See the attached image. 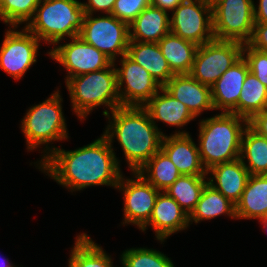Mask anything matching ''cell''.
Instances as JSON below:
<instances>
[{
    "label": "cell",
    "mask_w": 267,
    "mask_h": 267,
    "mask_svg": "<svg viewBox=\"0 0 267 267\" xmlns=\"http://www.w3.org/2000/svg\"><path fill=\"white\" fill-rule=\"evenodd\" d=\"M118 160L113 146L102 135L75 150L51 146V153L38 165V169L71 192L99 185L116 189L122 175Z\"/></svg>",
    "instance_id": "obj_1"
},
{
    "label": "cell",
    "mask_w": 267,
    "mask_h": 267,
    "mask_svg": "<svg viewBox=\"0 0 267 267\" xmlns=\"http://www.w3.org/2000/svg\"><path fill=\"white\" fill-rule=\"evenodd\" d=\"M110 113L105 109L103 111L109 120L103 135L110 145L116 136L128 167L132 173L137 172L161 149L164 134L151 121L144 107L120 106Z\"/></svg>",
    "instance_id": "obj_2"
},
{
    "label": "cell",
    "mask_w": 267,
    "mask_h": 267,
    "mask_svg": "<svg viewBox=\"0 0 267 267\" xmlns=\"http://www.w3.org/2000/svg\"><path fill=\"white\" fill-rule=\"evenodd\" d=\"M199 153L204 168L240 158L242 136L249 121L234 113L221 112L199 122Z\"/></svg>",
    "instance_id": "obj_3"
},
{
    "label": "cell",
    "mask_w": 267,
    "mask_h": 267,
    "mask_svg": "<svg viewBox=\"0 0 267 267\" xmlns=\"http://www.w3.org/2000/svg\"><path fill=\"white\" fill-rule=\"evenodd\" d=\"M77 0H41L25 28L46 44L79 36L85 11Z\"/></svg>",
    "instance_id": "obj_4"
},
{
    "label": "cell",
    "mask_w": 267,
    "mask_h": 267,
    "mask_svg": "<svg viewBox=\"0 0 267 267\" xmlns=\"http://www.w3.org/2000/svg\"><path fill=\"white\" fill-rule=\"evenodd\" d=\"M115 65L112 62L105 69L77 75L65 82L72 109L81 121L100 105L111 112L121 106Z\"/></svg>",
    "instance_id": "obj_5"
},
{
    "label": "cell",
    "mask_w": 267,
    "mask_h": 267,
    "mask_svg": "<svg viewBox=\"0 0 267 267\" xmlns=\"http://www.w3.org/2000/svg\"><path fill=\"white\" fill-rule=\"evenodd\" d=\"M62 101L59 90H56L42 103L31 106L21 121L28 151L46 144V149L43 151L46 154L44 153L37 166L51 153V148L48 146L50 142L68 139Z\"/></svg>",
    "instance_id": "obj_6"
},
{
    "label": "cell",
    "mask_w": 267,
    "mask_h": 267,
    "mask_svg": "<svg viewBox=\"0 0 267 267\" xmlns=\"http://www.w3.org/2000/svg\"><path fill=\"white\" fill-rule=\"evenodd\" d=\"M213 34L216 40L248 43L253 35V0H211Z\"/></svg>",
    "instance_id": "obj_7"
},
{
    "label": "cell",
    "mask_w": 267,
    "mask_h": 267,
    "mask_svg": "<svg viewBox=\"0 0 267 267\" xmlns=\"http://www.w3.org/2000/svg\"><path fill=\"white\" fill-rule=\"evenodd\" d=\"M78 37L115 63L118 55L122 57L127 54L129 25L111 14L98 17L85 14Z\"/></svg>",
    "instance_id": "obj_8"
},
{
    "label": "cell",
    "mask_w": 267,
    "mask_h": 267,
    "mask_svg": "<svg viewBox=\"0 0 267 267\" xmlns=\"http://www.w3.org/2000/svg\"><path fill=\"white\" fill-rule=\"evenodd\" d=\"M244 44L237 41L212 40L198 46L189 73L201 84H213L243 57Z\"/></svg>",
    "instance_id": "obj_9"
},
{
    "label": "cell",
    "mask_w": 267,
    "mask_h": 267,
    "mask_svg": "<svg viewBox=\"0 0 267 267\" xmlns=\"http://www.w3.org/2000/svg\"><path fill=\"white\" fill-rule=\"evenodd\" d=\"M170 32L197 46L214 40L212 2L184 0L173 11Z\"/></svg>",
    "instance_id": "obj_10"
},
{
    "label": "cell",
    "mask_w": 267,
    "mask_h": 267,
    "mask_svg": "<svg viewBox=\"0 0 267 267\" xmlns=\"http://www.w3.org/2000/svg\"><path fill=\"white\" fill-rule=\"evenodd\" d=\"M10 28L6 30L0 48V68L18 80L37 62L41 41L25 27L21 31L16 30L15 26Z\"/></svg>",
    "instance_id": "obj_11"
},
{
    "label": "cell",
    "mask_w": 267,
    "mask_h": 267,
    "mask_svg": "<svg viewBox=\"0 0 267 267\" xmlns=\"http://www.w3.org/2000/svg\"><path fill=\"white\" fill-rule=\"evenodd\" d=\"M120 64L115 69L121 106L143 107L162 86L127 54L121 57Z\"/></svg>",
    "instance_id": "obj_12"
},
{
    "label": "cell",
    "mask_w": 267,
    "mask_h": 267,
    "mask_svg": "<svg viewBox=\"0 0 267 267\" xmlns=\"http://www.w3.org/2000/svg\"><path fill=\"white\" fill-rule=\"evenodd\" d=\"M136 179L120 177L117 189L124 193L123 224H134L141 229L150 219L159 190L147 182L138 172Z\"/></svg>",
    "instance_id": "obj_13"
},
{
    "label": "cell",
    "mask_w": 267,
    "mask_h": 267,
    "mask_svg": "<svg viewBox=\"0 0 267 267\" xmlns=\"http://www.w3.org/2000/svg\"><path fill=\"white\" fill-rule=\"evenodd\" d=\"M48 54L67 70L65 82L77 75L105 69L112 63L101 51L80 37L52 48Z\"/></svg>",
    "instance_id": "obj_14"
},
{
    "label": "cell",
    "mask_w": 267,
    "mask_h": 267,
    "mask_svg": "<svg viewBox=\"0 0 267 267\" xmlns=\"http://www.w3.org/2000/svg\"><path fill=\"white\" fill-rule=\"evenodd\" d=\"M189 215L182 209L176 200L165 191H160L149 221L141 228L145 231L151 226L157 240L164 242L170 235L185 230L189 226Z\"/></svg>",
    "instance_id": "obj_15"
},
{
    "label": "cell",
    "mask_w": 267,
    "mask_h": 267,
    "mask_svg": "<svg viewBox=\"0 0 267 267\" xmlns=\"http://www.w3.org/2000/svg\"><path fill=\"white\" fill-rule=\"evenodd\" d=\"M161 149L181 175H207L200 159L198 146L188 132L179 130L170 136L164 134Z\"/></svg>",
    "instance_id": "obj_16"
},
{
    "label": "cell",
    "mask_w": 267,
    "mask_h": 267,
    "mask_svg": "<svg viewBox=\"0 0 267 267\" xmlns=\"http://www.w3.org/2000/svg\"><path fill=\"white\" fill-rule=\"evenodd\" d=\"M248 72V63L242 57L220 76L211 87L214 110L238 115V101Z\"/></svg>",
    "instance_id": "obj_17"
},
{
    "label": "cell",
    "mask_w": 267,
    "mask_h": 267,
    "mask_svg": "<svg viewBox=\"0 0 267 267\" xmlns=\"http://www.w3.org/2000/svg\"><path fill=\"white\" fill-rule=\"evenodd\" d=\"M163 88L184 104L195 118L205 110H214L211 87L201 84L190 74L174 75Z\"/></svg>",
    "instance_id": "obj_18"
},
{
    "label": "cell",
    "mask_w": 267,
    "mask_h": 267,
    "mask_svg": "<svg viewBox=\"0 0 267 267\" xmlns=\"http://www.w3.org/2000/svg\"><path fill=\"white\" fill-rule=\"evenodd\" d=\"M208 174L211 176L207 178L208 184L235 205L240 200L250 176L240 158L231 162L217 164L207 170Z\"/></svg>",
    "instance_id": "obj_19"
},
{
    "label": "cell",
    "mask_w": 267,
    "mask_h": 267,
    "mask_svg": "<svg viewBox=\"0 0 267 267\" xmlns=\"http://www.w3.org/2000/svg\"><path fill=\"white\" fill-rule=\"evenodd\" d=\"M167 11L150 5L129 24V40L158 43L170 32Z\"/></svg>",
    "instance_id": "obj_20"
},
{
    "label": "cell",
    "mask_w": 267,
    "mask_h": 267,
    "mask_svg": "<svg viewBox=\"0 0 267 267\" xmlns=\"http://www.w3.org/2000/svg\"><path fill=\"white\" fill-rule=\"evenodd\" d=\"M143 107L157 129L156 121L180 128L195 119L187 107L172 97L163 87Z\"/></svg>",
    "instance_id": "obj_21"
},
{
    "label": "cell",
    "mask_w": 267,
    "mask_h": 267,
    "mask_svg": "<svg viewBox=\"0 0 267 267\" xmlns=\"http://www.w3.org/2000/svg\"><path fill=\"white\" fill-rule=\"evenodd\" d=\"M127 55L149 72L162 87L175 75L158 43L129 41Z\"/></svg>",
    "instance_id": "obj_22"
},
{
    "label": "cell",
    "mask_w": 267,
    "mask_h": 267,
    "mask_svg": "<svg viewBox=\"0 0 267 267\" xmlns=\"http://www.w3.org/2000/svg\"><path fill=\"white\" fill-rule=\"evenodd\" d=\"M235 213L238 219L267 218V174L249 176Z\"/></svg>",
    "instance_id": "obj_23"
},
{
    "label": "cell",
    "mask_w": 267,
    "mask_h": 267,
    "mask_svg": "<svg viewBox=\"0 0 267 267\" xmlns=\"http://www.w3.org/2000/svg\"><path fill=\"white\" fill-rule=\"evenodd\" d=\"M159 48L175 75L189 74L198 46L169 32L159 42Z\"/></svg>",
    "instance_id": "obj_24"
},
{
    "label": "cell",
    "mask_w": 267,
    "mask_h": 267,
    "mask_svg": "<svg viewBox=\"0 0 267 267\" xmlns=\"http://www.w3.org/2000/svg\"><path fill=\"white\" fill-rule=\"evenodd\" d=\"M222 214H227L230 218L236 219L235 204L210 184H207L194 211L189 216V223L197 224L200 221L210 220Z\"/></svg>",
    "instance_id": "obj_25"
},
{
    "label": "cell",
    "mask_w": 267,
    "mask_h": 267,
    "mask_svg": "<svg viewBox=\"0 0 267 267\" xmlns=\"http://www.w3.org/2000/svg\"><path fill=\"white\" fill-rule=\"evenodd\" d=\"M240 159L250 175L267 174V138L249 124L242 136Z\"/></svg>",
    "instance_id": "obj_26"
},
{
    "label": "cell",
    "mask_w": 267,
    "mask_h": 267,
    "mask_svg": "<svg viewBox=\"0 0 267 267\" xmlns=\"http://www.w3.org/2000/svg\"><path fill=\"white\" fill-rule=\"evenodd\" d=\"M137 172L159 191H165L181 176L178 168L162 149Z\"/></svg>",
    "instance_id": "obj_27"
},
{
    "label": "cell",
    "mask_w": 267,
    "mask_h": 267,
    "mask_svg": "<svg viewBox=\"0 0 267 267\" xmlns=\"http://www.w3.org/2000/svg\"><path fill=\"white\" fill-rule=\"evenodd\" d=\"M68 267H114L111 256L86 234L77 235Z\"/></svg>",
    "instance_id": "obj_28"
},
{
    "label": "cell",
    "mask_w": 267,
    "mask_h": 267,
    "mask_svg": "<svg viewBox=\"0 0 267 267\" xmlns=\"http://www.w3.org/2000/svg\"><path fill=\"white\" fill-rule=\"evenodd\" d=\"M207 175H181L165 192L190 216L208 184ZM206 179V180H205Z\"/></svg>",
    "instance_id": "obj_29"
},
{
    "label": "cell",
    "mask_w": 267,
    "mask_h": 267,
    "mask_svg": "<svg viewBox=\"0 0 267 267\" xmlns=\"http://www.w3.org/2000/svg\"><path fill=\"white\" fill-rule=\"evenodd\" d=\"M267 108V88L249 71L238 101V115L250 121Z\"/></svg>",
    "instance_id": "obj_30"
},
{
    "label": "cell",
    "mask_w": 267,
    "mask_h": 267,
    "mask_svg": "<svg viewBox=\"0 0 267 267\" xmlns=\"http://www.w3.org/2000/svg\"><path fill=\"white\" fill-rule=\"evenodd\" d=\"M122 267H175L172 260L156 249L130 248L121 255Z\"/></svg>",
    "instance_id": "obj_31"
},
{
    "label": "cell",
    "mask_w": 267,
    "mask_h": 267,
    "mask_svg": "<svg viewBox=\"0 0 267 267\" xmlns=\"http://www.w3.org/2000/svg\"><path fill=\"white\" fill-rule=\"evenodd\" d=\"M41 0H0V20L18 27L29 22Z\"/></svg>",
    "instance_id": "obj_32"
},
{
    "label": "cell",
    "mask_w": 267,
    "mask_h": 267,
    "mask_svg": "<svg viewBox=\"0 0 267 267\" xmlns=\"http://www.w3.org/2000/svg\"><path fill=\"white\" fill-rule=\"evenodd\" d=\"M243 58L248 63L249 71L267 88V51L256 50L246 43Z\"/></svg>",
    "instance_id": "obj_33"
},
{
    "label": "cell",
    "mask_w": 267,
    "mask_h": 267,
    "mask_svg": "<svg viewBox=\"0 0 267 267\" xmlns=\"http://www.w3.org/2000/svg\"><path fill=\"white\" fill-rule=\"evenodd\" d=\"M150 5L151 0H116L111 15L129 25Z\"/></svg>",
    "instance_id": "obj_34"
},
{
    "label": "cell",
    "mask_w": 267,
    "mask_h": 267,
    "mask_svg": "<svg viewBox=\"0 0 267 267\" xmlns=\"http://www.w3.org/2000/svg\"><path fill=\"white\" fill-rule=\"evenodd\" d=\"M248 44L259 51H267V23H255L253 35Z\"/></svg>",
    "instance_id": "obj_35"
},
{
    "label": "cell",
    "mask_w": 267,
    "mask_h": 267,
    "mask_svg": "<svg viewBox=\"0 0 267 267\" xmlns=\"http://www.w3.org/2000/svg\"><path fill=\"white\" fill-rule=\"evenodd\" d=\"M116 0H87L88 3H81L85 14H93L95 11L111 14Z\"/></svg>",
    "instance_id": "obj_36"
},
{
    "label": "cell",
    "mask_w": 267,
    "mask_h": 267,
    "mask_svg": "<svg viewBox=\"0 0 267 267\" xmlns=\"http://www.w3.org/2000/svg\"><path fill=\"white\" fill-rule=\"evenodd\" d=\"M249 125L260 135L267 138V108L256 114L249 121Z\"/></svg>",
    "instance_id": "obj_37"
},
{
    "label": "cell",
    "mask_w": 267,
    "mask_h": 267,
    "mask_svg": "<svg viewBox=\"0 0 267 267\" xmlns=\"http://www.w3.org/2000/svg\"><path fill=\"white\" fill-rule=\"evenodd\" d=\"M257 7L254 3L255 23H267V0H259Z\"/></svg>",
    "instance_id": "obj_38"
},
{
    "label": "cell",
    "mask_w": 267,
    "mask_h": 267,
    "mask_svg": "<svg viewBox=\"0 0 267 267\" xmlns=\"http://www.w3.org/2000/svg\"><path fill=\"white\" fill-rule=\"evenodd\" d=\"M184 0H151V5L164 11H173Z\"/></svg>",
    "instance_id": "obj_39"
},
{
    "label": "cell",
    "mask_w": 267,
    "mask_h": 267,
    "mask_svg": "<svg viewBox=\"0 0 267 267\" xmlns=\"http://www.w3.org/2000/svg\"><path fill=\"white\" fill-rule=\"evenodd\" d=\"M1 258V257H0ZM6 259H4V261H5ZM4 261H1L0 262V267H16L15 265L13 266V264L11 263V261L10 262H8L9 260L7 259V262H4Z\"/></svg>",
    "instance_id": "obj_40"
},
{
    "label": "cell",
    "mask_w": 267,
    "mask_h": 267,
    "mask_svg": "<svg viewBox=\"0 0 267 267\" xmlns=\"http://www.w3.org/2000/svg\"><path fill=\"white\" fill-rule=\"evenodd\" d=\"M261 224H263L264 226V229L266 230L267 229V218H264V219H260L259 221Z\"/></svg>",
    "instance_id": "obj_41"
}]
</instances>
